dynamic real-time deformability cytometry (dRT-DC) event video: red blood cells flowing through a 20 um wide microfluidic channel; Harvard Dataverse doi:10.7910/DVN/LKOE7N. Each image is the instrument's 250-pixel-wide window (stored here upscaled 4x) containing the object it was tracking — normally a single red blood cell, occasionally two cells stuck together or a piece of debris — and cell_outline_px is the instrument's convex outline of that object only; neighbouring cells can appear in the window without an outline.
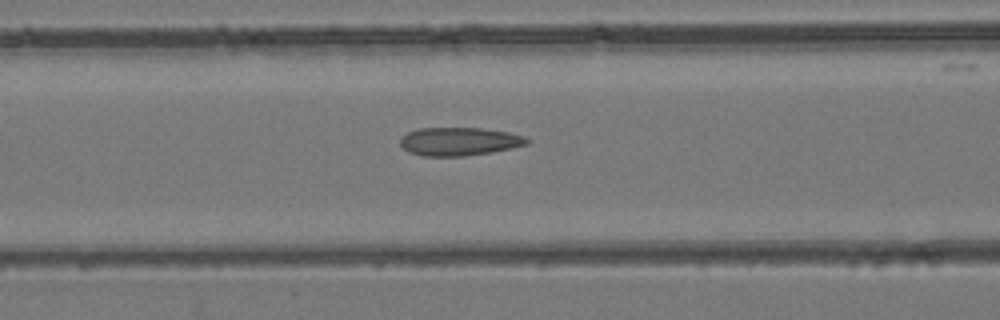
{"species": "common noctule bat (a hibernating species)", "species_latin": "Nyctalus noctula", "temperature_condition": "room temperature", "stored_images_in_passage": 37, "camera_frame_rate_fps": 3000, "um_per_image_px": 0.085, "animal": {"sex": "female", "body_mass_g": 24.6, "forearm_length_mm": 56.2}, "frame": {"image": 1, "passage_image": 12, "time_ms": 3.667, "image_size_px": [1000, 320], "cell_outline_px": [[532, 140], [528, 144], [512, 148], [492, 152], [464, 156], [424, 156], [408, 152], [400, 144], [400, 136], [408, 132], [420, 128], [480, 128], [508, 132], [524, 136]], "centroid_in_image_um": [39.04, 12.02], "position_along_channel_um": 127.6, "area_um2": 20.98}}
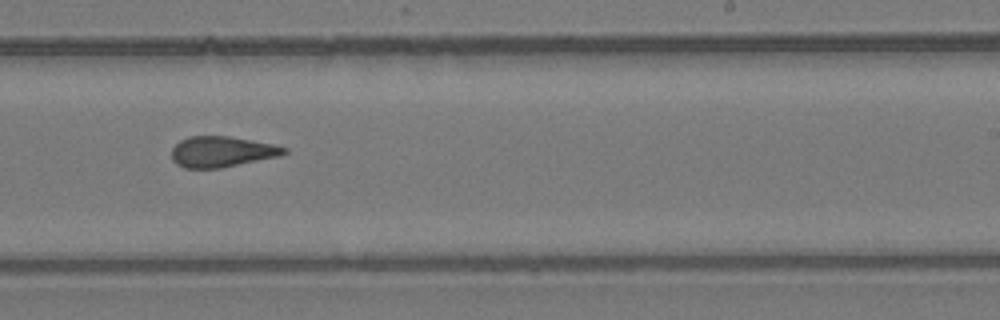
{"frame": {"image": 2, "passage_image": 22, "time_ms": 7.0, "image_size_px": [1000, 320], "cell_outline_px": [[288, 152], [280, 156], [220, 168], [184, 168], [176, 164], [172, 160], [172, 148], [180, 140], [188, 136], [228, 136], [276, 144], [288, 148]], "centroid_in_image_um": [18.87, 12.89], "position_along_channel_um": 270.1, "area_um2": 20.29}}
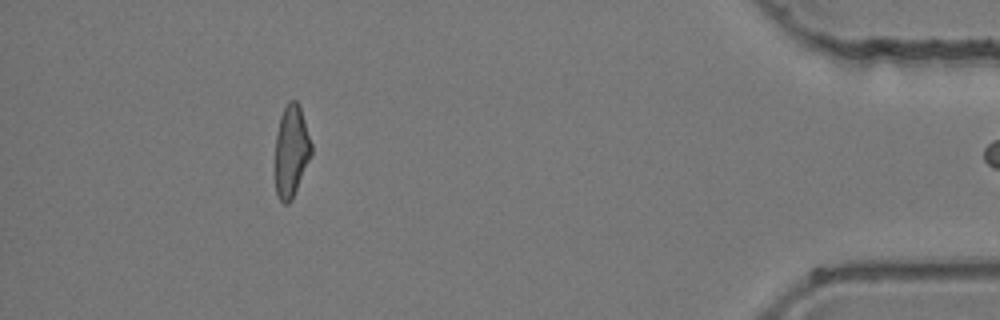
{"frame": {"image": 3, "passage_image": 36, "time_ms": 11.667, "image_size_px": [1000, 320], "cell_outline_px": [[312, 152], [292, 200], [288, 204], [284, 204], [280, 200], [276, 192], [276, 132], [280, 116], [288, 100], [296, 100], [300, 104], [312, 144]], "centroid_in_image_um": [24.76, 12.8], "position_along_channel_um": 410.4, "area_um2": 19.36}}